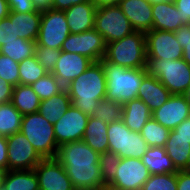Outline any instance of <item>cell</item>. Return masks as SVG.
Segmentation results:
<instances>
[{"instance_id": "1", "label": "cell", "mask_w": 190, "mask_h": 190, "mask_svg": "<svg viewBox=\"0 0 190 190\" xmlns=\"http://www.w3.org/2000/svg\"><path fill=\"white\" fill-rule=\"evenodd\" d=\"M56 159L66 170L75 190H98L105 185L100 154L83 140L61 144Z\"/></svg>"}, {"instance_id": "2", "label": "cell", "mask_w": 190, "mask_h": 190, "mask_svg": "<svg viewBox=\"0 0 190 190\" xmlns=\"http://www.w3.org/2000/svg\"><path fill=\"white\" fill-rule=\"evenodd\" d=\"M65 89L72 105L91 116L100 100L105 99L106 75L101 62H94L85 72L71 81Z\"/></svg>"}, {"instance_id": "3", "label": "cell", "mask_w": 190, "mask_h": 190, "mask_svg": "<svg viewBox=\"0 0 190 190\" xmlns=\"http://www.w3.org/2000/svg\"><path fill=\"white\" fill-rule=\"evenodd\" d=\"M106 75L107 91L105 99L125 104L136 99L146 68L121 67L110 62H101Z\"/></svg>"}, {"instance_id": "4", "label": "cell", "mask_w": 190, "mask_h": 190, "mask_svg": "<svg viewBox=\"0 0 190 190\" xmlns=\"http://www.w3.org/2000/svg\"><path fill=\"white\" fill-rule=\"evenodd\" d=\"M100 62H110L127 69L146 68L145 33L134 31L122 39L107 43L105 57Z\"/></svg>"}, {"instance_id": "5", "label": "cell", "mask_w": 190, "mask_h": 190, "mask_svg": "<svg viewBox=\"0 0 190 190\" xmlns=\"http://www.w3.org/2000/svg\"><path fill=\"white\" fill-rule=\"evenodd\" d=\"M147 73L174 95H184L190 86V67L183 59H147Z\"/></svg>"}, {"instance_id": "6", "label": "cell", "mask_w": 190, "mask_h": 190, "mask_svg": "<svg viewBox=\"0 0 190 190\" xmlns=\"http://www.w3.org/2000/svg\"><path fill=\"white\" fill-rule=\"evenodd\" d=\"M21 132L43 158H56L59 146L54 126L39 112L22 117Z\"/></svg>"}, {"instance_id": "7", "label": "cell", "mask_w": 190, "mask_h": 190, "mask_svg": "<svg viewBox=\"0 0 190 190\" xmlns=\"http://www.w3.org/2000/svg\"><path fill=\"white\" fill-rule=\"evenodd\" d=\"M94 29L103 36L106 44L135 31L119 5L97 8Z\"/></svg>"}, {"instance_id": "8", "label": "cell", "mask_w": 190, "mask_h": 190, "mask_svg": "<svg viewBox=\"0 0 190 190\" xmlns=\"http://www.w3.org/2000/svg\"><path fill=\"white\" fill-rule=\"evenodd\" d=\"M70 34L64 11L47 9L41 11V22L37 46H45L60 50L63 42Z\"/></svg>"}, {"instance_id": "9", "label": "cell", "mask_w": 190, "mask_h": 190, "mask_svg": "<svg viewBox=\"0 0 190 190\" xmlns=\"http://www.w3.org/2000/svg\"><path fill=\"white\" fill-rule=\"evenodd\" d=\"M106 46L103 36L93 28L82 33H70L60 50L84 55L93 62H100L105 57Z\"/></svg>"}, {"instance_id": "10", "label": "cell", "mask_w": 190, "mask_h": 190, "mask_svg": "<svg viewBox=\"0 0 190 190\" xmlns=\"http://www.w3.org/2000/svg\"><path fill=\"white\" fill-rule=\"evenodd\" d=\"M6 141L8 170H31L43 159L21 131L6 137Z\"/></svg>"}, {"instance_id": "11", "label": "cell", "mask_w": 190, "mask_h": 190, "mask_svg": "<svg viewBox=\"0 0 190 190\" xmlns=\"http://www.w3.org/2000/svg\"><path fill=\"white\" fill-rule=\"evenodd\" d=\"M147 59L177 60L183 58V49L172 31L152 29L145 33Z\"/></svg>"}, {"instance_id": "12", "label": "cell", "mask_w": 190, "mask_h": 190, "mask_svg": "<svg viewBox=\"0 0 190 190\" xmlns=\"http://www.w3.org/2000/svg\"><path fill=\"white\" fill-rule=\"evenodd\" d=\"M149 176L141 159L119 158L116 176L109 184L122 190H141Z\"/></svg>"}, {"instance_id": "13", "label": "cell", "mask_w": 190, "mask_h": 190, "mask_svg": "<svg viewBox=\"0 0 190 190\" xmlns=\"http://www.w3.org/2000/svg\"><path fill=\"white\" fill-rule=\"evenodd\" d=\"M89 116L73 105L53 124L57 145L83 140Z\"/></svg>"}, {"instance_id": "14", "label": "cell", "mask_w": 190, "mask_h": 190, "mask_svg": "<svg viewBox=\"0 0 190 190\" xmlns=\"http://www.w3.org/2000/svg\"><path fill=\"white\" fill-rule=\"evenodd\" d=\"M40 190H75L56 158H43L34 168Z\"/></svg>"}, {"instance_id": "15", "label": "cell", "mask_w": 190, "mask_h": 190, "mask_svg": "<svg viewBox=\"0 0 190 190\" xmlns=\"http://www.w3.org/2000/svg\"><path fill=\"white\" fill-rule=\"evenodd\" d=\"M190 117V103L185 95L172 94L169 100L152 112V118L169 130H174Z\"/></svg>"}, {"instance_id": "16", "label": "cell", "mask_w": 190, "mask_h": 190, "mask_svg": "<svg viewBox=\"0 0 190 190\" xmlns=\"http://www.w3.org/2000/svg\"><path fill=\"white\" fill-rule=\"evenodd\" d=\"M93 63L91 59L84 55L61 51L59 59L51 73L66 87Z\"/></svg>"}, {"instance_id": "17", "label": "cell", "mask_w": 190, "mask_h": 190, "mask_svg": "<svg viewBox=\"0 0 190 190\" xmlns=\"http://www.w3.org/2000/svg\"><path fill=\"white\" fill-rule=\"evenodd\" d=\"M119 7L135 31L152 30V3L149 0H121Z\"/></svg>"}, {"instance_id": "18", "label": "cell", "mask_w": 190, "mask_h": 190, "mask_svg": "<svg viewBox=\"0 0 190 190\" xmlns=\"http://www.w3.org/2000/svg\"><path fill=\"white\" fill-rule=\"evenodd\" d=\"M171 95L158 78L147 73L142 79L137 98L142 100L153 112L166 103Z\"/></svg>"}, {"instance_id": "19", "label": "cell", "mask_w": 190, "mask_h": 190, "mask_svg": "<svg viewBox=\"0 0 190 190\" xmlns=\"http://www.w3.org/2000/svg\"><path fill=\"white\" fill-rule=\"evenodd\" d=\"M96 9L91 1H87L64 10L70 33H82L93 29Z\"/></svg>"}, {"instance_id": "20", "label": "cell", "mask_w": 190, "mask_h": 190, "mask_svg": "<svg viewBox=\"0 0 190 190\" xmlns=\"http://www.w3.org/2000/svg\"><path fill=\"white\" fill-rule=\"evenodd\" d=\"M152 29L175 32L185 25L173 1L152 3Z\"/></svg>"}, {"instance_id": "21", "label": "cell", "mask_w": 190, "mask_h": 190, "mask_svg": "<svg viewBox=\"0 0 190 190\" xmlns=\"http://www.w3.org/2000/svg\"><path fill=\"white\" fill-rule=\"evenodd\" d=\"M150 118L152 111L142 100L136 98L123 104L122 120L130 131L140 133Z\"/></svg>"}, {"instance_id": "22", "label": "cell", "mask_w": 190, "mask_h": 190, "mask_svg": "<svg viewBox=\"0 0 190 190\" xmlns=\"http://www.w3.org/2000/svg\"><path fill=\"white\" fill-rule=\"evenodd\" d=\"M108 124L102 119L89 116L83 141L99 154L108 152Z\"/></svg>"}, {"instance_id": "23", "label": "cell", "mask_w": 190, "mask_h": 190, "mask_svg": "<svg viewBox=\"0 0 190 190\" xmlns=\"http://www.w3.org/2000/svg\"><path fill=\"white\" fill-rule=\"evenodd\" d=\"M141 160L147 166L150 175L178 172L164 147H149Z\"/></svg>"}, {"instance_id": "24", "label": "cell", "mask_w": 190, "mask_h": 190, "mask_svg": "<svg viewBox=\"0 0 190 190\" xmlns=\"http://www.w3.org/2000/svg\"><path fill=\"white\" fill-rule=\"evenodd\" d=\"M71 105L68 92L64 89L50 98L41 100L38 112L51 124H55Z\"/></svg>"}, {"instance_id": "25", "label": "cell", "mask_w": 190, "mask_h": 190, "mask_svg": "<svg viewBox=\"0 0 190 190\" xmlns=\"http://www.w3.org/2000/svg\"><path fill=\"white\" fill-rule=\"evenodd\" d=\"M41 11L14 12L15 35L25 40L36 41L39 34Z\"/></svg>"}, {"instance_id": "26", "label": "cell", "mask_w": 190, "mask_h": 190, "mask_svg": "<svg viewBox=\"0 0 190 190\" xmlns=\"http://www.w3.org/2000/svg\"><path fill=\"white\" fill-rule=\"evenodd\" d=\"M10 102L24 116L38 112L41 100L30 85L19 84L13 88Z\"/></svg>"}, {"instance_id": "27", "label": "cell", "mask_w": 190, "mask_h": 190, "mask_svg": "<svg viewBox=\"0 0 190 190\" xmlns=\"http://www.w3.org/2000/svg\"><path fill=\"white\" fill-rule=\"evenodd\" d=\"M3 187L5 190H40L34 169L8 170Z\"/></svg>"}, {"instance_id": "28", "label": "cell", "mask_w": 190, "mask_h": 190, "mask_svg": "<svg viewBox=\"0 0 190 190\" xmlns=\"http://www.w3.org/2000/svg\"><path fill=\"white\" fill-rule=\"evenodd\" d=\"M164 148L168 156L172 159L175 168L177 170H184L188 164L190 143L183 138H174V130H170Z\"/></svg>"}, {"instance_id": "29", "label": "cell", "mask_w": 190, "mask_h": 190, "mask_svg": "<svg viewBox=\"0 0 190 190\" xmlns=\"http://www.w3.org/2000/svg\"><path fill=\"white\" fill-rule=\"evenodd\" d=\"M130 129L123 120L114 121L108 124V151L116 153L119 158H126L127 134Z\"/></svg>"}, {"instance_id": "30", "label": "cell", "mask_w": 190, "mask_h": 190, "mask_svg": "<svg viewBox=\"0 0 190 190\" xmlns=\"http://www.w3.org/2000/svg\"><path fill=\"white\" fill-rule=\"evenodd\" d=\"M22 117L11 102L0 104V136L8 137L20 132Z\"/></svg>"}, {"instance_id": "31", "label": "cell", "mask_w": 190, "mask_h": 190, "mask_svg": "<svg viewBox=\"0 0 190 190\" xmlns=\"http://www.w3.org/2000/svg\"><path fill=\"white\" fill-rule=\"evenodd\" d=\"M36 46V41L18 37L15 41L2 45L0 47V53L19 63L24 59L34 56Z\"/></svg>"}, {"instance_id": "32", "label": "cell", "mask_w": 190, "mask_h": 190, "mask_svg": "<svg viewBox=\"0 0 190 190\" xmlns=\"http://www.w3.org/2000/svg\"><path fill=\"white\" fill-rule=\"evenodd\" d=\"M170 130L150 118L143 126L140 134L149 147H164L168 140Z\"/></svg>"}, {"instance_id": "33", "label": "cell", "mask_w": 190, "mask_h": 190, "mask_svg": "<svg viewBox=\"0 0 190 190\" xmlns=\"http://www.w3.org/2000/svg\"><path fill=\"white\" fill-rule=\"evenodd\" d=\"M48 73L39 64L35 55L19 62V84L31 85Z\"/></svg>"}, {"instance_id": "34", "label": "cell", "mask_w": 190, "mask_h": 190, "mask_svg": "<svg viewBox=\"0 0 190 190\" xmlns=\"http://www.w3.org/2000/svg\"><path fill=\"white\" fill-rule=\"evenodd\" d=\"M123 105L119 102L103 99L93 110L90 117L102 119L107 124L122 119Z\"/></svg>"}, {"instance_id": "35", "label": "cell", "mask_w": 190, "mask_h": 190, "mask_svg": "<svg viewBox=\"0 0 190 190\" xmlns=\"http://www.w3.org/2000/svg\"><path fill=\"white\" fill-rule=\"evenodd\" d=\"M40 100L50 98L65 89V87L52 74L48 73L30 85Z\"/></svg>"}, {"instance_id": "36", "label": "cell", "mask_w": 190, "mask_h": 190, "mask_svg": "<svg viewBox=\"0 0 190 190\" xmlns=\"http://www.w3.org/2000/svg\"><path fill=\"white\" fill-rule=\"evenodd\" d=\"M141 190H177V173L152 174Z\"/></svg>"}, {"instance_id": "37", "label": "cell", "mask_w": 190, "mask_h": 190, "mask_svg": "<svg viewBox=\"0 0 190 190\" xmlns=\"http://www.w3.org/2000/svg\"><path fill=\"white\" fill-rule=\"evenodd\" d=\"M149 148L140 133L129 131L126 142V158L141 159Z\"/></svg>"}, {"instance_id": "38", "label": "cell", "mask_w": 190, "mask_h": 190, "mask_svg": "<svg viewBox=\"0 0 190 190\" xmlns=\"http://www.w3.org/2000/svg\"><path fill=\"white\" fill-rule=\"evenodd\" d=\"M119 156L113 152H104L100 154V169L102 179L105 184H109L116 176Z\"/></svg>"}, {"instance_id": "39", "label": "cell", "mask_w": 190, "mask_h": 190, "mask_svg": "<svg viewBox=\"0 0 190 190\" xmlns=\"http://www.w3.org/2000/svg\"><path fill=\"white\" fill-rule=\"evenodd\" d=\"M0 78L12 86L19 85V63L0 53Z\"/></svg>"}, {"instance_id": "40", "label": "cell", "mask_w": 190, "mask_h": 190, "mask_svg": "<svg viewBox=\"0 0 190 190\" xmlns=\"http://www.w3.org/2000/svg\"><path fill=\"white\" fill-rule=\"evenodd\" d=\"M61 50L45 46H36L35 56L39 64L49 73H51L59 59Z\"/></svg>"}, {"instance_id": "41", "label": "cell", "mask_w": 190, "mask_h": 190, "mask_svg": "<svg viewBox=\"0 0 190 190\" xmlns=\"http://www.w3.org/2000/svg\"><path fill=\"white\" fill-rule=\"evenodd\" d=\"M17 38L14 29V12H9L8 17L0 21V47L15 41Z\"/></svg>"}, {"instance_id": "42", "label": "cell", "mask_w": 190, "mask_h": 190, "mask_svg": "<svg viewBox=\"0 0 190 190\" xmlns=\"http://www.w3.org/2000/svg\"><path fill=\"white\" fill-rule=\"evenodd\" d=\"M10 12H35L37 8L33 4L32 0H7Z\"/></svg>"}, {"instance_id": "43", "label": "cell", "mask_w": 190, "mask_h": 190, "mask_svg": "<svg viewBox=\"0 0 190 190\" xmlns=\"http://www.w3.org/2000/svg\"><path fill=\"white\" fill-rule=\"evenodd\" d=\"M173 2L181 14L182 22L190 24V0H173Z\"/></svg>"}, {"instance_id": "44", "label": "cell", "mask_w": 190, "mask_h": 190, "mask_svg": "<svg viewBox=\"0 0 190 190\" xmlns=\"http://www.w3.org/2000/svg\"><path fill=\"white\" fill-rule=\"evenodd\" d=\"M174 138H183L190 143V117L174 129Z\"/></svg>"}, {"instance_id": "45", "label": "cell", "mask_w": 190, "mask_h": 190, "mask_svg": "<svg viewBox=\"0 0 190 190\" xmlns=\"http://www.w3.org/2000/svg\"><path fill=\"white\" fill-rule=\"evenodd\" d=\"M13 88L14 86L0 78V104L11 101Z\"/></svg>"}, {"instance_id": "46", "label": "cell", "mask_w": 190, "mask_h": 190, "mask_svg": "<svg viewBox=\"0 0 190 190\" xmlns=\"http://www.w3.org/2000/svg\"><path fill=\"white\" fill-rule=\"evenodd\" d=\"M90 0H52L51 8L55 10H61L64 11L66 9H69L73 5L87 2Z\"/></svg>"}, {"instance_id": "47", "label": "cell", "mask_w": 190, "mask_h": 190, "mask_svg": "<svg viewBox=\"0 0 190 190\" xmlns=\"http://www.w3.org/2000/svg\"><path fill=\"white\" fill-rule=\"evenodd\" d=\"M177 190H190V174L184 170L177 172Z\"/></svg>"}, {"instance_id": "48", "label": "cell", "mask_w": 190, "mask_h": 190, "mask_svg": "<svg viewBox=\"0 0 190 190\" xmlns=\"http://www.w3.org/2000/svg\"><path fill=\"white\" fill-rule=\"evenodd\" d=\"M174 33L178 43L190 42V24L181 26Z\"/></svg>"}, {"instance_id": "49", "label": "cell", "mask_w": 190, "mask_h": 190, "mask_svg": "<svg viewBox=\"0 0 190 190\" xmlns=\"http://www.w3.org/2000/svg\"><path fill=\"white\" fill-rule=\"evenodd\" d=\"M8 154L6 137L0 136V167L8 170Z\"/></svg>"}, {"instance_id": "50", "label": "cell", "mask_w": 190, "mask_h": 190, "mask_svg": "<svg viewBox=\"0 0 190 190\" xmlns=\"http://www.w3.org/2000/svg\"><path fill=\"white\" fill-rule=\"evenodd\" d=\"M96 8L119 5L121 0H90Z\"/></svg>"}, {"instance_id": "51", "label": "cell", "mask_w": 190, "mask_h": 190, "mask_svg": "<svg viewBox=\"0 0 190 190\" xmlns=\"http://www.w3.org/2000/svg\"><path fill=\"white\" fill-rule=\"evenodd\" d=\"M37 10L43 11L51 8L52 0H32Z\"/></svg>"}, {"instance_id": "52", "label": "cell", "mask_w": 190, "mask_h": 190, "mask_svg": "<svg viewBox=\"0 0 190 190\" xmlns=\"http://www.w3.org/2000/svg\"><path fill=\"white\" fill-rule=\"evenodd\" d=\"M183 49V60L189 65L190 67V42L189 43H179Z\"/></svg>"}, {"instance_id": "53", "label": "cell", "mask_w": 190, "mask_h": 190, "mask_svg": "<svg viewBox=\"0 0 190 190\" xmlns=\"http://www.w3.org/2000/svg\"><path fill=\"white\" fill-rule=\"evenodd\" d=\"M9 7H8V2L7 0H0V21L3 18L8 17L9 15Z\"/></svg>"}, {"instance_id": "54", "label": "cell", "mask_w": 190, "mask_h": 190, "mask_svg": "<svg viewBox=\"0 0 190 190\" xmlns=\"http://www.w3.org/2000/svg\"><path fill=\"white\" fill-rule=\"evenodd\" d=\"M7 171V169L0 167V187L3 186Z\"/></svg>"}, {"instance_id": "55", "label": "cell", "mask_w": 190, "mask_h": 190, "mask_svg": "<svg viewBox=\"0 0 190 190\" xmlns=\"http://www.w3.org/2000/svg\"><path fill=\"white\" fill-rule=\"evenodd\" d=\"M98 190H122V189L117 188L111 184H105L101 189Z\"/></svg>"}, {"instance_id": "56", "label": "cell", "mask_w": 190, "mask_h": 190, "mask_svg": "<svg viewBox=\"0 0 190 190\" xmlns=\"http://www.w3.org/2000/svg\"><path fill=\"white\" fill-rule=\"evenodd\" d=\"M184 171L190 174V152H189L188 164L185 167Z\"/></svg>"}, {"instance_id": "57", "label": "cell", "mask_w": 190, "mask_h": 190, "mask_svg": "<svg viewBox=\"0 0 190 190\" xmlns=\"http://www.w3.org/2000/svg\"><path fill=\"white\" fill-rule=\"evenodd\" d=\"M151 3H157V2H169L173 0H149Z\"/></svg>"}, {"instance_id": "58", "label": "cell", "mask_w": 190, "mask_h": 190, "mask_svg": "<svg viewBox=\"0 0 190 190\" xmlns=\"http://www.w3.org/2000/svg\"><path fill=\"white\" fill-rule=\"evenodd\" d=\"M184 95L186 96V98L188 99V101L190 103V86H189L187 92Z\"/></svg>"}]
</instances>
